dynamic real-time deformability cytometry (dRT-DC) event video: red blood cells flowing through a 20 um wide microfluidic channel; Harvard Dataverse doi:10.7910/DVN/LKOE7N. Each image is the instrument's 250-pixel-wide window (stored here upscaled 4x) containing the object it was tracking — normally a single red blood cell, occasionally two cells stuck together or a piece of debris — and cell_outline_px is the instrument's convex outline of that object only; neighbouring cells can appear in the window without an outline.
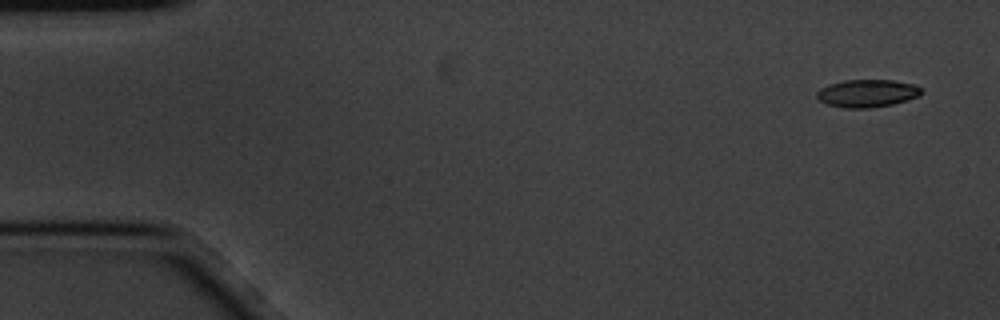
{"species": "common noctule bat (a hibernating species)", "species_latin": "Nyctalus noctula", "temperature_condition": "cold", "stored_images_in_passage": 9, "camera_frame_rate_fps": 3000, "um_per_image_px": 0.085, "animal": {"sex": "male", "body_mass_g": 20.1, "forearm_length_mm": 53.5}, "frame": {"image": 1, "passage_image": 1, "time_ms": 0.0, "image_size_px": [1000, 320], "cell_outline_px": [[924, 92], [920, 96], [908, 100], [892, 104], [872, 108], [844, 108], [828, 104], [816, 100], [816, 92], [820, 88], [828, 84], [844, 80], [892, 80], [916, 84]], "centroid_in_image_um": [73.71, 7.93], "position_along_channel_um": 11.3, "area_um2": 17.17}}
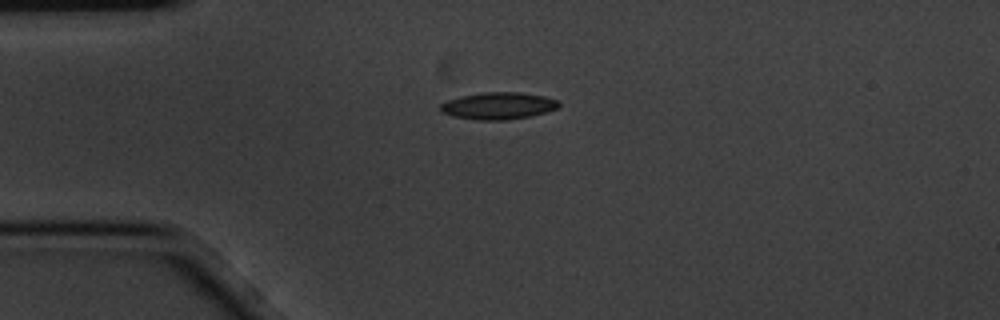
{"frame": {"image": 2, "passage_image": 4, "time_ms": 1.0, "image_size_px": [1000, 320], "cell_outline_px": [[560, 104], [556, 108], [544, 112], [528, 116], [504, 120], [480, 120], [452, 116], [440, 112], [440, 104], [448, 100], [460, 96], [484, 92], [520, 92], [544, 96], [560, 100]], "centroid_in_image_um": [42.33, 8.98], "position_along_channel_um": 42.7, "area_um2": 18.55}}
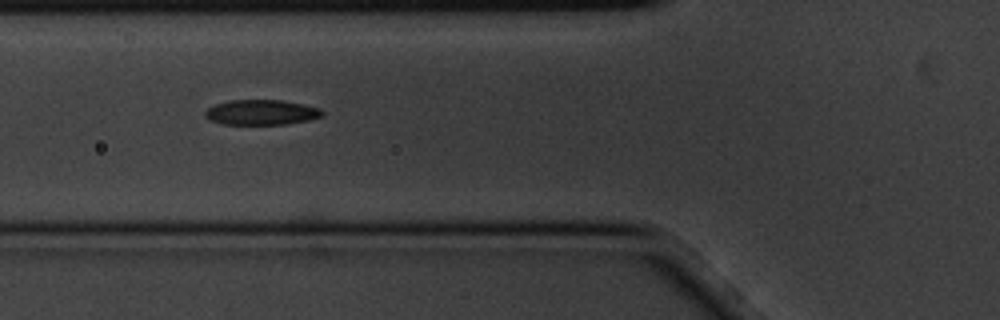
{"frame": {"image": 3, "passage_image": 6, "time_ms": 1.667, "image_size_px": [1000, 320], "cell_outline_px": [[324, 116], [308, 120], [284, 124], [224, 124], [212, 120], [204, 116], [204, 112], [208, 108], [216, 104], [232, 100], [280, 100], [304, 104], [320, 108], [324, 112]], "centroid_in_image_um": [22.25, 9.54], "position_along_channel_um": 103.6, "area_um2": 17.05}}